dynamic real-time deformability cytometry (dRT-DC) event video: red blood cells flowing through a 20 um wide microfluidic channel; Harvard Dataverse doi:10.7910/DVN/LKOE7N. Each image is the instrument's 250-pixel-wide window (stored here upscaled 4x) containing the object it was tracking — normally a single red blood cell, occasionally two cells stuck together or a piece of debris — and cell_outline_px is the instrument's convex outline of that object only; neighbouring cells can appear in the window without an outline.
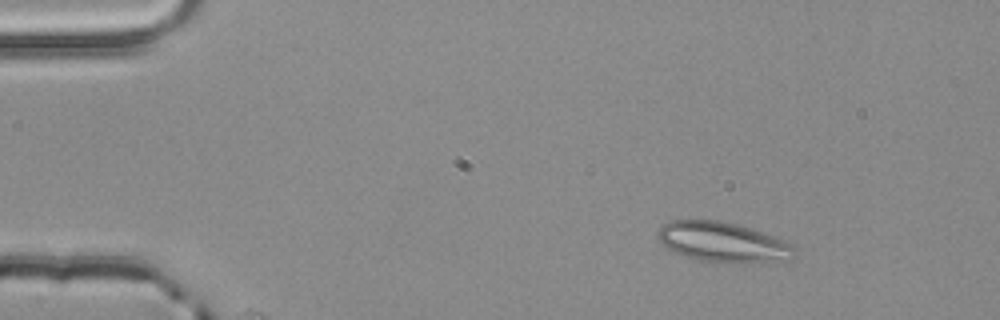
{"species": "common noctule bat (a hibernating species)", "species_latin": "Nyctalus noctula", "temperature_condition": "room temperature", "stored_images_in_passage": 4, "camera_frame_rate_fps": 3000, "um_per_image_px": 0.085, "animal": {"sex": "male", "body_mass_g": 20.4}, "frame": {"image": 1, "passage_image": 1, "time_ms": 0.0, "image_size_px": [1000, 320], "cell_outline_px": [[796, 256], [792, 260], [732, 264], [696, 260], [684, 256], [668, 248], [656, 236], [656, 232], [664, 224], [672, 220], [720, 220], [752, 228], [792, 244], [796, 252]], "centroid_in_image_um": [61.47, 20.6], "position_along_channel_um": 23.5, "area_um2": 32.19}}